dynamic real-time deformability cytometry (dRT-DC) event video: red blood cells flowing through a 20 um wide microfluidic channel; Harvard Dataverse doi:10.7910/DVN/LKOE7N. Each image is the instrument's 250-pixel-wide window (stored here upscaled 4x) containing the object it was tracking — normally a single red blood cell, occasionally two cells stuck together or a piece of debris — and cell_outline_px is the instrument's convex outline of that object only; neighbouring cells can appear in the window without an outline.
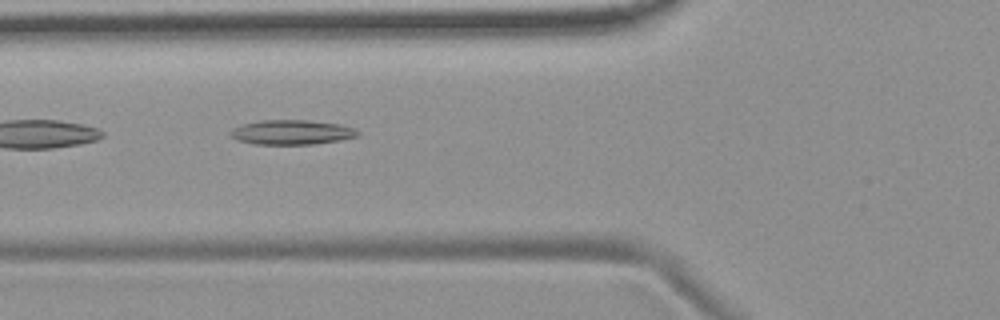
{"species": "common noctule bat (a hibernating species)", "species_latin": "Nyctalus noctula", "temperature_condition": "room temperature", "stored_images_in_passage": 10, "camera_frame_rate_fps": 3000, "um_per_image_px": 0.085, "animal": {"sex": "female", "body_mass_g": 19.9}, "frame": {"image": 1, "passage_image": 6, "time_ms": 5.667, "image_size_px": [1000, 320], "cell_outline_px": [[360, 136], [340, 140], [312, 144], [252, 144], [236, 140], [228, 136], [228, 132], [232, 128], [244, 124], [260, 120], [308, 120], [340, 124], [352, 128], [360, 132]], "centroid_in_image_um": [24.75, 11.24], "position_along_channel_um": 101.0, "area_um2": 18.44}}
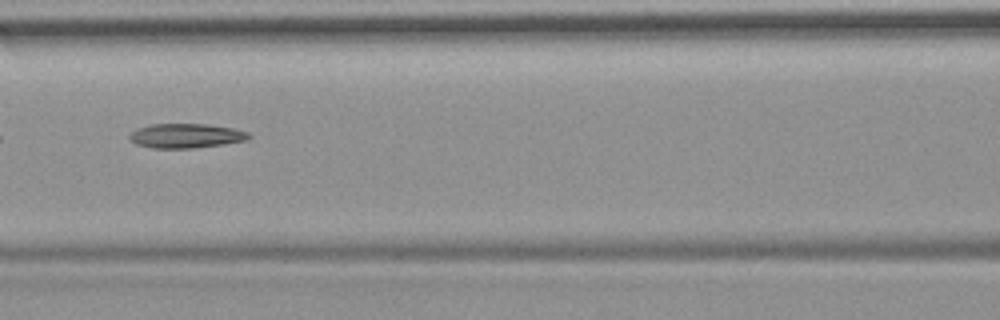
{"frame": {"image": 2, "passage_image": 7, "time_ms": 7.0, "image_size_px": [1000, 320], "cell_outline_px": [[252, 136], [248, 140], [224, 144], [192, 148], [152, 148], [136, 144], [128, 136], [136, 128], [152, 124], [208, 124], [232, 128], [248, 132]], "centroid_in_image_um": [15.82, 11.54], "position_along_channel_um": 150.8, "area_um2": 16.99}}